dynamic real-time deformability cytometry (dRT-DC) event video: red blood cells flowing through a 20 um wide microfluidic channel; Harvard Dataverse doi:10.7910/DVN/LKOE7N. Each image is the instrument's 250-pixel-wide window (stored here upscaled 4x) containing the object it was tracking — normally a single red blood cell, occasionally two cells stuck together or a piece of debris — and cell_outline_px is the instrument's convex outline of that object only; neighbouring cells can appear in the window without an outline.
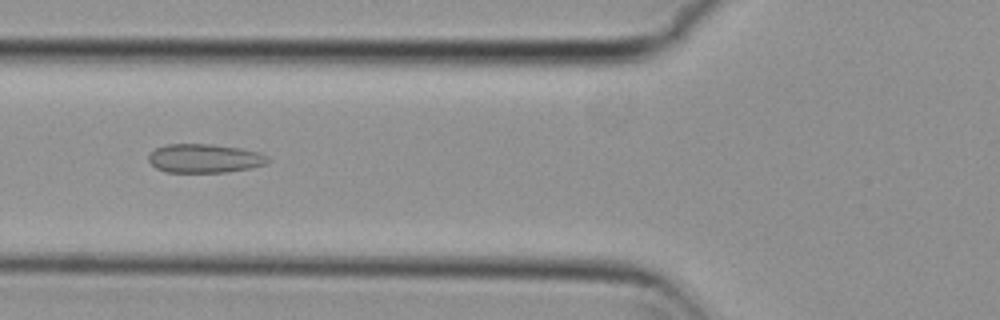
{"species": "common noctule bat (a hibernating species)", "species_latin": "Nyctalus noctula", "temperature_condition": "cold", "stored_images_in_passage": 45, "camera_frame_rate_fps": 3000, "um_per_image_px": 0.085, "animal": {"sex": "female", "body_mass_g": 29.2, "forearm_length_mm": 56.3}, "frame": {"image": 1, "passage_image": 20, "time_ms": 6.333, "image_size_px": [1000, 320], "cell_outline_px": [[272, 160], [268, 164], [252, 168], [228, 172], [164, 172], [156, 168], [148, 160], [148, 156], [156, 148], [168, 144], [212, 144], [240, 148], [260, 152], [268, 156]], "centroid_in_image_um": [17.45, 13.47], "position_along_channel_um": 108.3, "area_um2": 20.29}}
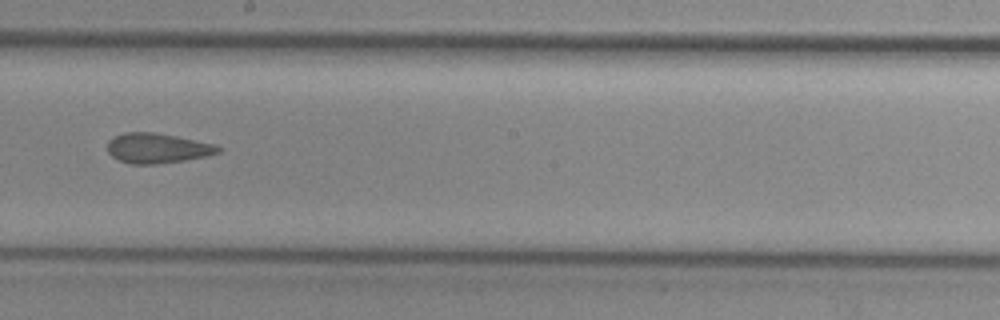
{"frame": {"image": 2, "passage_image": 30, "time_ms": 9.667, "image_size_px": [1000, 320], "cell_outline_px": [[220, 152], [208, 156], [184, 160], [156, 164], [132, 164], [120, 160], [112, 156], [108, 152], [108, 140], [124, 132], [152, 132], [176, 136], [212, 144], [220, 148]], "centroid_in_image_um": [13.35, 12.6], "position_along_channel_um": 234.8, "area_um2": 19.07}}
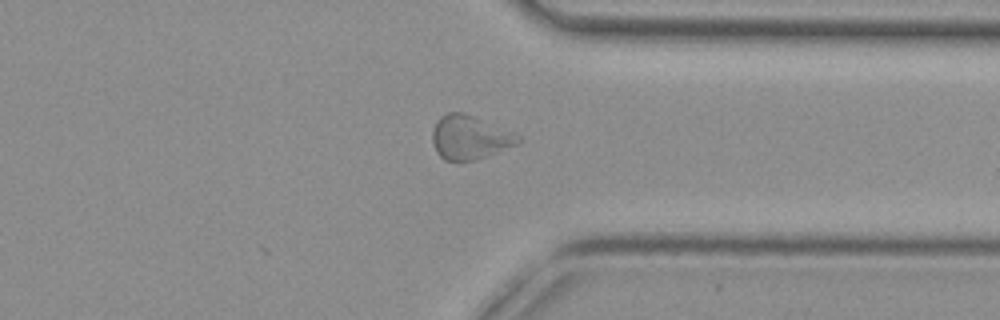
{"frame": {"image": 3, "passage_image": 41, "time_ms": 13.333, "image_size_px": [1000, 320], "cell_outline_px": [[520, 144], [472, 160], [444, 160], [436, 152], [432, 140], [432, 132], [436, 120], [440, 116], [448, 112], [464, 112], [512, 132], [520, 136]], "centroid_in_image_um": [39.89, 11.66], "position_along_channel_um": 371.5, "area_um2": 21.68}, "authors_computed_cell_mechanics": {"area_um2": 20.808, "velocity_mm_per_s": 3.7921, "shape_relaxation_time_tau1_ms": null, "shape_relaxation_time_tau2_ms": 2.3736, "deformation_change_tau1": null, "deformation_change_tau2": 0.0759}}